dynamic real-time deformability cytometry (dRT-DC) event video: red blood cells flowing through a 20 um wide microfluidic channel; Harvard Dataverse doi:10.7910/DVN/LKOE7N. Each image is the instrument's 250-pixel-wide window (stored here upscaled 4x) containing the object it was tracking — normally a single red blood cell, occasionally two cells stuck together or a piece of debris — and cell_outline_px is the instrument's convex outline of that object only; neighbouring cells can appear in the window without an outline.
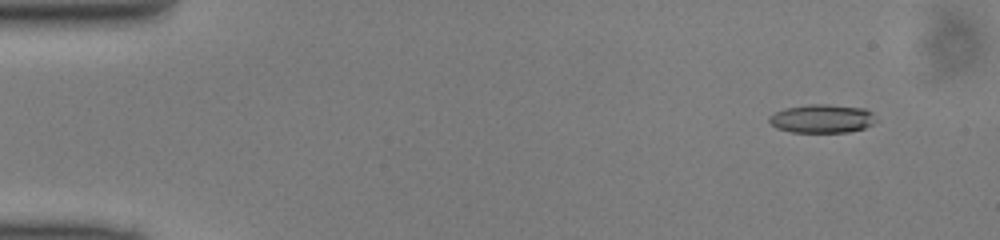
{"species": "common noctule bat (a hibernating species)", "species_latin": "Nyctalus noctula", "temperature_condition": "cold", "stored_images_in_passage": 42, "camera_frame_rate_fps": 3000, "um_per_image_px": 0.085, "animal": {"sex": "male", "body_mass_g": 13.0, "forearm_length_mm": 53.1}, "frame": {"image": 1, "passage_image": 5, "time_ms": 1.333, "image_size_px": [1000, 240], "cell_outline_px": [[876, 120], [872, 124], [864, 128], [848, 132], [792, 132], [776, 128], [768, 120], [768, 116], [784, 108], [808, 104], [824, 104], [864, 108], [872, 112]], "centroid_in_image_um": [69.85, 10.08], "position_along_channel_um": 15.1, "area_um2": 17.74}}
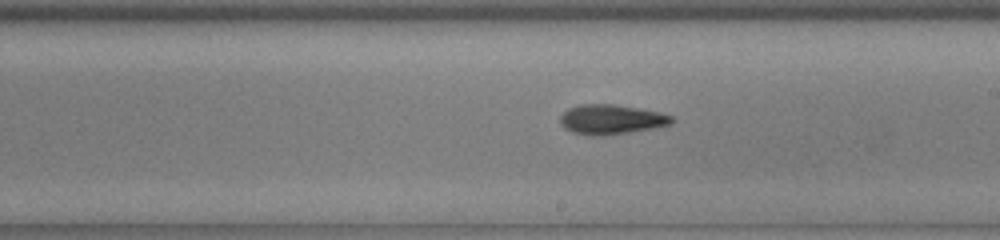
{"frame": {"image": 2, "passage_image": 29, "time_ms": 9.333, "image_size_px": [1000, 240], "cell_outline_px": [[672, 124], [656, 128], [604, 136], [588, 136], [572, 132], [564, 128], [560, 124], [560, 116], [568, 108], [580, 104], [612, 104], [660, 112], [672, 116]], "centroid_in_image_um": [51.93, 10.17], "position_along_channel_um": 237.1, "area_um2": 19.48}}
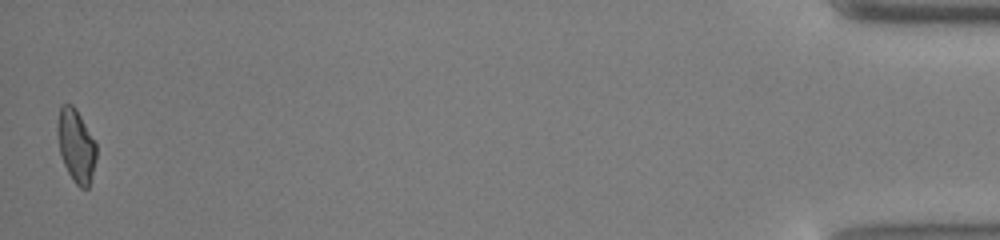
{"frame": {"image": 3, "passage_image": 42, "time_ms": 13.667, "image_size_px": [1000, 240], "cell_outline_px": [[96, 160], [88, 188], [80, 188], [72, 180], [64, 164], [60, 152], [56, 132], [56, 124], [60, 104], [72, 104], [76, 108], [96, 144]], "centroid_in_image_um": [6.44, 12.35], "position_along_channel_um": 428.8, "area_um2": 16.59}}